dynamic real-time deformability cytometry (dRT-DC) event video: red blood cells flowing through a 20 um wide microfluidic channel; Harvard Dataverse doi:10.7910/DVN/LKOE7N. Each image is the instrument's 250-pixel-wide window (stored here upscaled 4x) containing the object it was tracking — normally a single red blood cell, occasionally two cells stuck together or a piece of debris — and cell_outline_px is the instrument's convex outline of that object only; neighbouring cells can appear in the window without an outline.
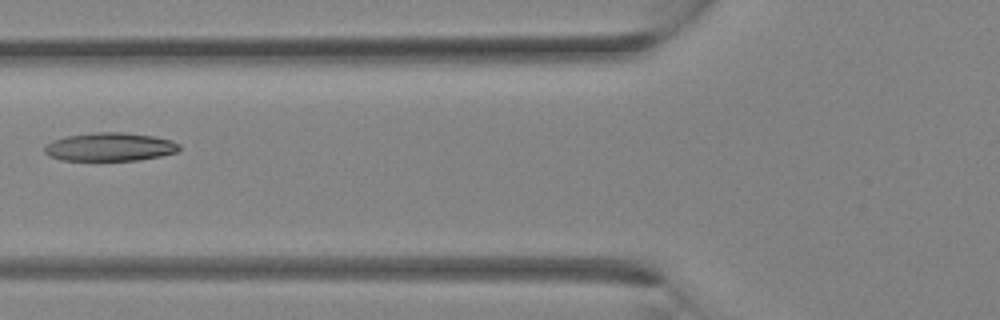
{"species": "Egyptian fruit bat (a non-hibernating species)", "species_latin": "Rousettus aegyptiacus", "temperature_condition": "room temperature", "stored_images_in_passage": 4, "camera_frame_rate_fps": 3000, "um_per_image_px": 0.085, "animal": {"sex": "female"}, "frame": {"image": 1, "passage_image": 4, "time_ms": 1.0, "image_size_px": [1000, 320], "cell_outline_px": [[180, 148], [176, 152], [160, 156], [140, 160], [60, 160], [48, 156], [44, 152], [44, 144], [52, 140], [68, 136], [92, 132], [124, 132], [156, 136], [172, 140], [180, 144]], "centroid_in_image_um": [9.33, 12.48], "position_along_channel_um": 116.5, "area_um2": 22.54}}